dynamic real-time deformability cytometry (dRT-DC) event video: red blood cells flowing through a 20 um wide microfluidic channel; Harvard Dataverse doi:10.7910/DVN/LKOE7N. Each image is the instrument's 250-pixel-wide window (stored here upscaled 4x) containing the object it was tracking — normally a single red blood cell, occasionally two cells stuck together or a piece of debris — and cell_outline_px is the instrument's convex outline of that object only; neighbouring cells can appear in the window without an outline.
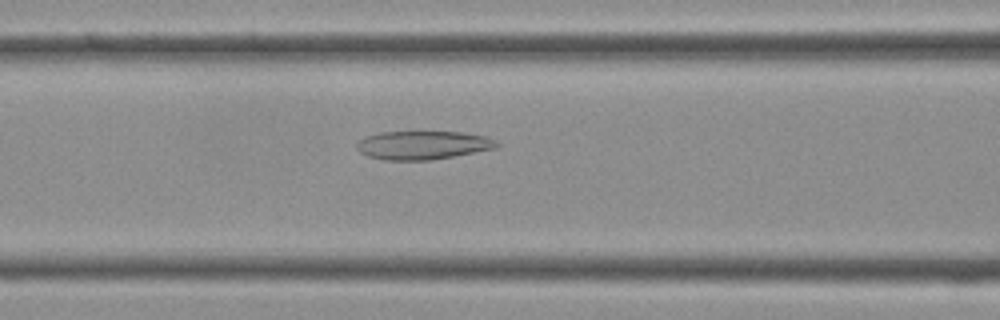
{"species": "Egyptian fruit bat (a non-hibernating species)", "species_latin": "Rousettus aegyptiacus", "temperature_condition": "cold", "stored_images_in_passage": 40, "camera_frame_rate_fps": 3000, "um_per_image_px": 0.085, "frame": {"image": 1, "passage_image": 16, "time_ms": 5.0, "image_size_px": [1000, 320], "cell_outline_px": [[500, 144], [496, 148], [452, 156], [428, 160], [384, 160], [368, 156], [360, 152], [356, 148], [356, 144], [364, 136], [380, 132], [460, 132], [484, 136], [496, 140]], "centroid_in_image_um": [35.91, 12.33], "position_along_channel_um": 130.7, "area_um2": 23.12}}
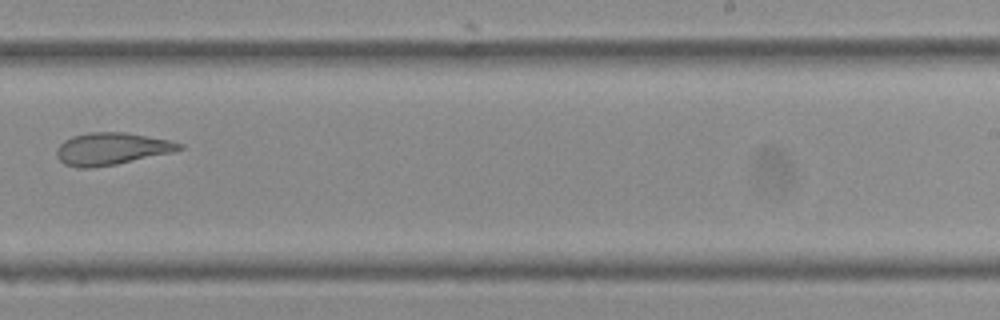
{"frame": {"image": 2, "passage_image": 25, "time_ms": 8.0, "image_size_px": [1000, 320], "cell_outline_px": [[184, 148], [172, 152], [116, 164], [92, 168], [76, 168], [64, 164], [56, 156], [56, 148], [64, 140], [72, 136], [88, 132], [124, 132], [168, 140], [184, 144]], "centroid_in_image_um": [9.43, 12.65], "position_along_channel_um": 279.6, "area_um2": 23.0}}
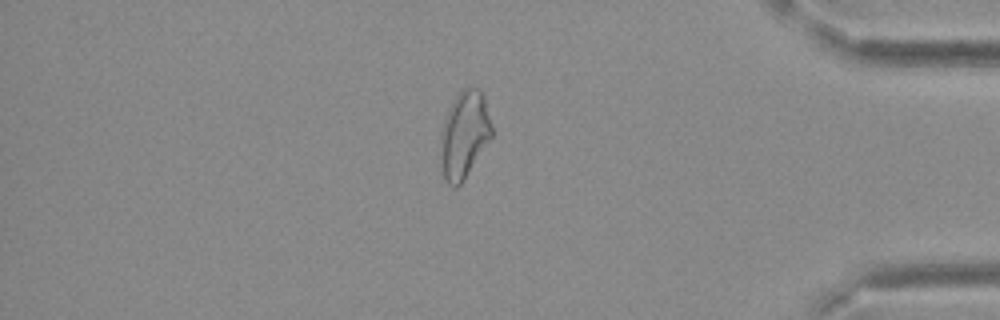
{"frame": {"image": 3, "passage_image": 34, "time_ms": 11.0, "image_size_px": [1000, 320], "cell_outline_px": [[492, 136], [464, 180], [456, 188], [452, 188], [444, 180], [440, 164], [440, 132], [444, 120], [460, 88], [476, 88], [484, 92], [492, 124]], "centroid_in_image_um": [39.46, 11.47], "position_along_channel_um": 395.7, "area_um2": 26.36}}